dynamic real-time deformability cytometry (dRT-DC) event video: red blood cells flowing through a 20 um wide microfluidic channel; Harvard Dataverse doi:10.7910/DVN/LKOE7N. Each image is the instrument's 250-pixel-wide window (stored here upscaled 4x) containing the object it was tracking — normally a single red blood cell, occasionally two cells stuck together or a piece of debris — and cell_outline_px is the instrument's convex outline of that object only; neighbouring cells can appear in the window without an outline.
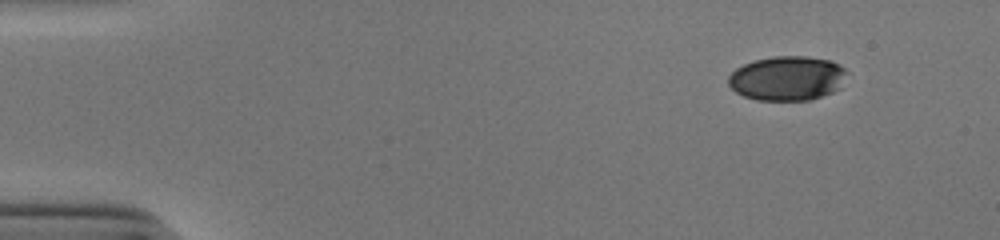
{"species": "human", "species_latin": "Homo sapiens", "temperature_condition": "cold", "stored_images_in_passage": 48, "camera_frame_rate_fps": 3000, "um_per_image_px": 0.085, "donor": {"sex": "male"}, "frame": {"image": 1, "passage_image": 1, "time_ms": 0.0, "image_size_px": [1000, 240], "cell_outline_px": [[848, 72], [836, 88], [832, 92], [808, 100], [756, 100], [744, 96], [736, 92], [728, 84], [728, 76], [736, 68], [744, 64], [756, 60], [772, 56], [804, 56], [832, 60], [840, 64]], "centroid_in_image_um": [66.88, 6.64], "position_along_channel_um": 18.1, "area_um2": 30.52}}
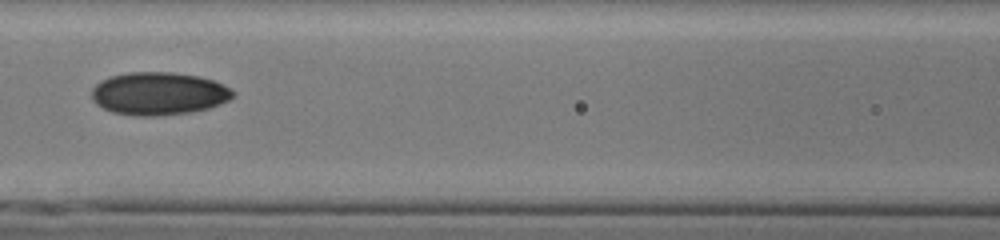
{"frame": {"image": 2, "passage_image": 20, "time_ms": 6.333, "image_size_px": [1000, 240], "cell_outline_px": [[236, 92], [228, 100], [220, 104], [208, 108], [188, 112], [152, 116], [132, 116], [112, 112], [96, 104], [92, 100], [92, 88], [100, 80], [112, 76], [128, 72], [172, 72], [200, 76], [212, 80]], "centroid_in_image_um": [13.45, 7.95], "position_along_channel_um": 153.2, "area_um2": 35.14}}
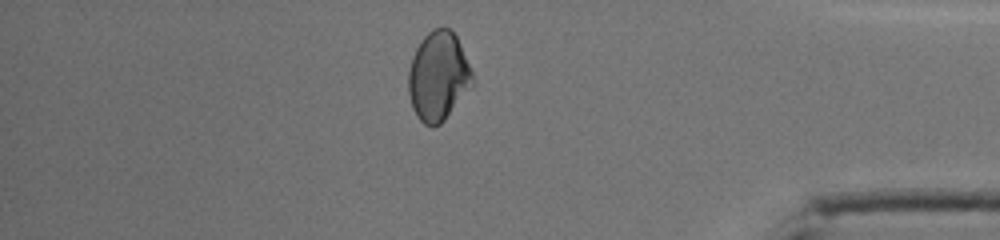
{"frame": {"image": 3, "passage_image": 41, "time_ms": 13.333, "image_size_px": [1000, 240], "cell_outline_px": [[472, 88], [444, 120], [440, 124], [432, 128], [424, 124], [416, 116], [412, 108], [408, 92], [408, 72], [412, 56], [416, 48], [424, 36], [432, 28], [448, 28], [456, 36], [460, 44], [472, 72]], "centroid_in_image_um": [37.23, 6.51], "position_along_channel_um": 398.0, "area_um2": 33.29}, "authors_computed_cell_mechanics": {"area_um2": 33.2639, "velocity_mm_per_s": 3.9225, "shape_relaxation_time_tau1_ms": 7.4903, "shape_relaxation_time_tau2_ms": 4.5268, "deformation_change_tau1": 0.1476, "deformation_change_tau2": 0.072}}